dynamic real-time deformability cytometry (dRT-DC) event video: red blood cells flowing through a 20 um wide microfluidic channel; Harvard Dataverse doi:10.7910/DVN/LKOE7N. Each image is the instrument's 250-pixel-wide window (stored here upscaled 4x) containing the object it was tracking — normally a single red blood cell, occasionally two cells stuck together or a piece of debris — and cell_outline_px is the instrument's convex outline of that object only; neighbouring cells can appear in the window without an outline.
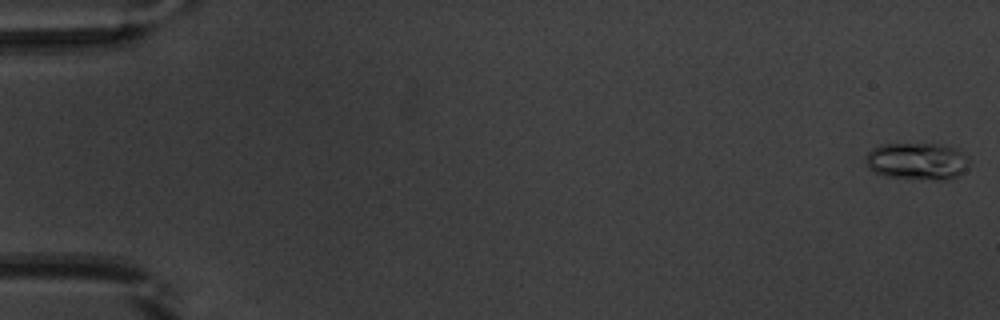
{"species": "common noctule bat (a hibernating species)", "species_latin": "Nyctalus noctula", "temperature_condition": "warm", "stored_images_in_passage": 53, "camera_frame_rate_fps": 3000, "um_per_image_px": 0.085, "animal": {"sex": "male", "body_mass_g": 20.1, "forearm_length_mm": 53.5}, "frame": {"image": 1, "passage_image": 1, "time_ms": 0.0, "image_size_px": [1000, 320], "cell_outline_px": [[968, 168], [964, 172], [948, 180], [912, 180], [884, 176], [868, 168], [864, 160], [864, 156], [872, 148], [880, 144], [940, 144], [956, 148], [968, 156]], "centroid_in_image_um": [77.95, 13.72], "position_along_channel_um": 7.1, "area_um2": 23.0}}
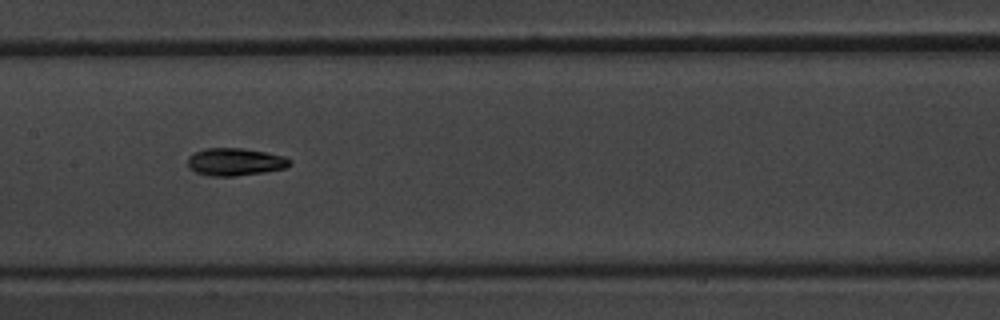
{"frame": {"image": 2, "passage_image": 27, "time_ms": 8.667, "image_size_px": [1000, 320], "cell_outline_px": [[292, 164], [284, 168], [264, 172], [236, 176], [208, 176], [196, 172], [188, 164], [188, 156], [196, 152], [208, 148], [240, 148], [264, 152], [284, 156], [292, 160]], "centroid_in_image_um": [20.01, 13.76], "position_along_channel_um": 187.4, "area_um2": 16.24}}
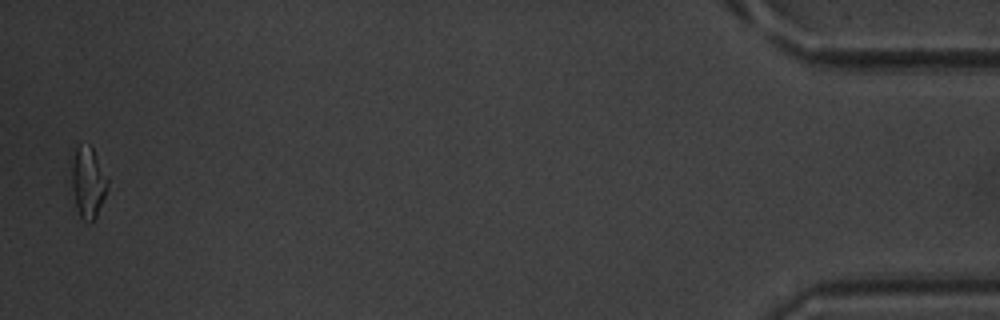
{"frame": {"image": 3, "passage_image": 52, "time_ms": 17.0, "image_size_px": [1000, 320], "cell_outline_px": [[108, 180], [104, 196], [96, 216], [88, 224], [80, 216], [76, 204], [72, 188], [72, 164], [76, 148], [92, 148], [108, 176]], "centroid_in_image_um": [7.5, 15.55], "position_along_channel_um": 427.7, "area_um2": 14.16}, "authors_computed_cell_mechanics": {"area_um2": 15.6638, "velocity_mm_per_s": 3.9094, "shape_relaxation_time_tau1_ms": 3.0919, "shape_relaxation_time_tau2_ms": 4.228, "deformation_change_tau1": 0.1511, "deformation_change_tau2": 0.105}}